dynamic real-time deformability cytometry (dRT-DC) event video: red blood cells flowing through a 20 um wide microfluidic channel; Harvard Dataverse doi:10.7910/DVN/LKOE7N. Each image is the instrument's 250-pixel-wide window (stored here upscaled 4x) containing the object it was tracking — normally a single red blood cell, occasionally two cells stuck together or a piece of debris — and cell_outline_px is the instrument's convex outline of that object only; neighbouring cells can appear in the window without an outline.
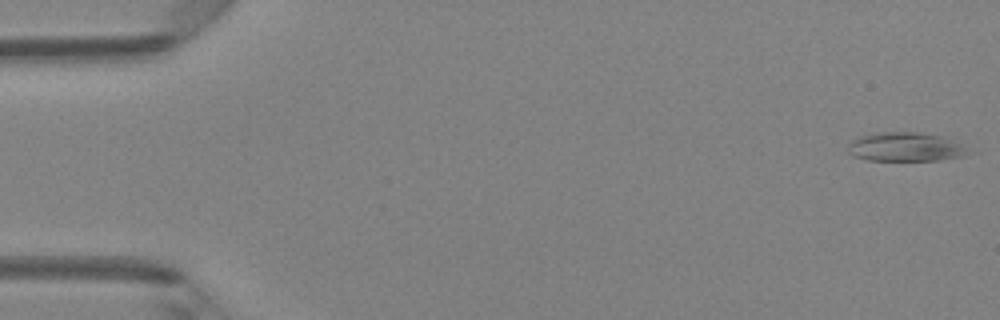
{"species": "Egyptian fruit bat (a non-hibernating species)", "species_latin": "Rousettus aegyptiacus", "temperature_condition": "room temperature", "stored_images_in_passage": 48, "camera_frame_rate_fps": 3000, "um_per_image_px": 0.085, "animal": {"sex": "female"}, "frame": {"image": 1, "passage_image": 1, "time_ms": 0.0, "image_size_px": [1000, 320], "cell_outline_px": [[964, 156], [940, 160], [864, 160], [852, 156], [848, 152], [848, 144], [852, 140], [860, 136], [876, 132], [916, 132], [948, 136], [964, 144]], "centroid_in_image_um": [76.94, 12.47], "position_along_channel_um": 8.1, "area_um2": 20.52}}
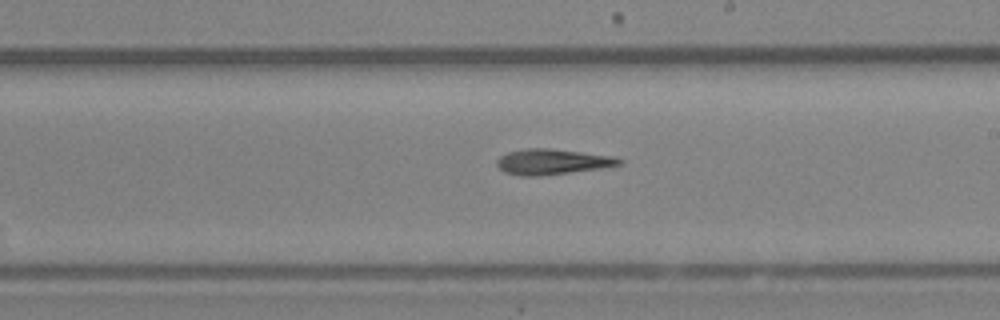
{"frame": {"image": 2, "passage_image": 28, "time_ms": 9.0, "image_size_px": [1000, 320], "cell_outline_px": [[624, 160], [620, 164], [600, 168], [540, 176], [520, 176], [504, 172], [496, 164], [496, 160], [500, 156], [508, 152], [528, 148], [548, 148], [612, 156]], "centroid_in_image_um": [46.89, 13.75], "position_along_channel_um": 242.1, "area_um2": 17.98}}
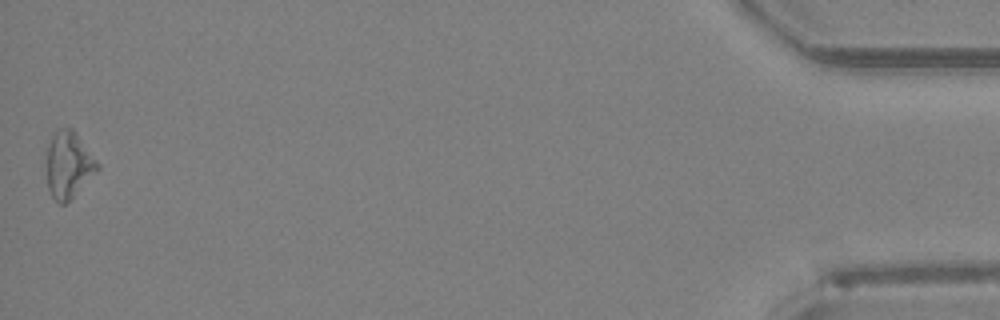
{"frame": {"image": 3, "passage_image": 48, "time_ms": 15.667, "image_size_px": [1000, 320], "cell_outline_px": [[100, 168], [64, 204], [60, 204], [52, 196], [48, 188], [48, 148], [52, 136], [60, 128], [72, 128], [76, 132], [100, 164]], "centroid_in_image_um": [5.85, 13.98], "position_along_channel_um": 429.3, "area_um2": 19.13}, "authors_computed_cell_mechanics": {"area_um2": 18.7561, "velocity_mm_per_s": 4.2103, "shape_relaxation_time_tau1_ms": 8.873, "shape_relaxation_time_tau2_ms": 7.7914, "deformation_change_tau1": 0.2154, "deformation_change_tau2": 0.2476}}